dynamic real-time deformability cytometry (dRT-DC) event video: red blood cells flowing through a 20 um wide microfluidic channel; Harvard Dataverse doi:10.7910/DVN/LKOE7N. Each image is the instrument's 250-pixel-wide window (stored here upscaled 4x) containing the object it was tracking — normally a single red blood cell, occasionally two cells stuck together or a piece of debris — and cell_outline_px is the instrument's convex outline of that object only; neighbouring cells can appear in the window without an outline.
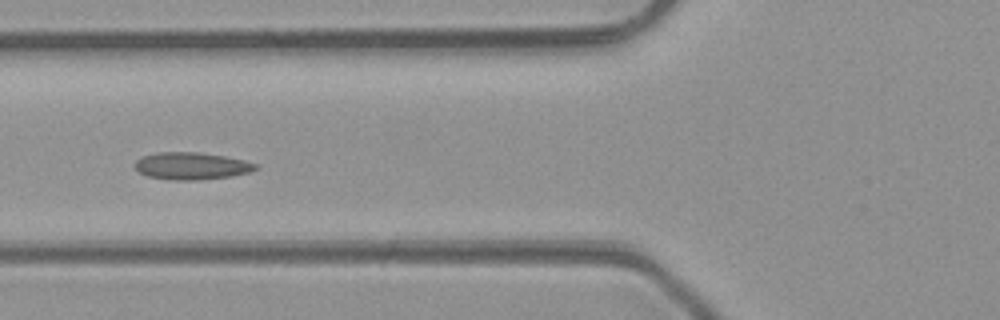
{"species": "common noctule bat (a hibernating species)", "species_latin": "Nyctalus noctula", "temperature_condition": "room temperature", "stored_images_in_passage": 6, "camera_frame_rate_fps": 3000, "um_per_image_px": 0.085, "animal": {"sex": "male", "body_mass_g": 23.1, "forearm_length_mm": 52.7}, "frame": {"image": 1, "passage_image": 5, "time_ms": 5.333, "image_size_px": [1000, 320], "cell_outline_px": [[260, 168], [248, 172], [232, 176], [200, 180], [172, 180], [148, 176], [140, 172], [132, 164], [136, 160], [144, 156], [156, 152], [196, 152], [224, 156], [244, 160], [260, 164]], "centroid_in_image_um": [16.3, 14.1], "position_along_channel_um": 109.5, "area_um2": 19.25}}
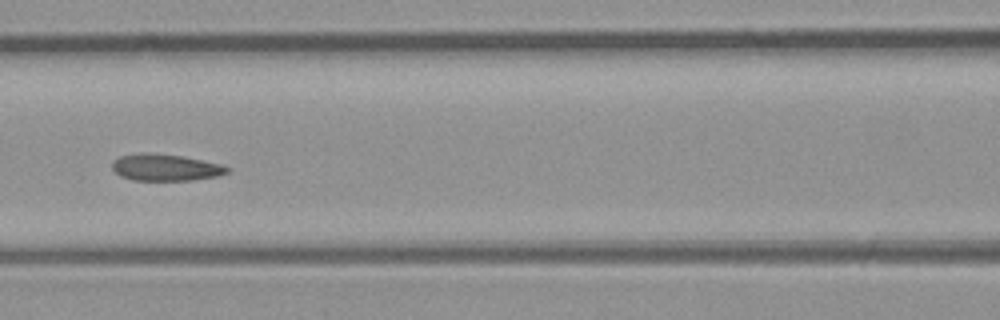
{"frame": {"image": 2, "passage_image": 6, "time_ms": 6.333, "image_size_px": [1000, 320], "cell_outline_px": [[228, 172], [216, 176], [192, 180], [132, 180], [120, 176], [112, 168], [112, 160], [120, 156], [140, 152], [148, 152], [184, 156], [220, 164], [228, 168]], "centroid_in_image_um": [14.01, 14.22], "position_along_channel_um": 152.6, "area_um2": 17.92}}